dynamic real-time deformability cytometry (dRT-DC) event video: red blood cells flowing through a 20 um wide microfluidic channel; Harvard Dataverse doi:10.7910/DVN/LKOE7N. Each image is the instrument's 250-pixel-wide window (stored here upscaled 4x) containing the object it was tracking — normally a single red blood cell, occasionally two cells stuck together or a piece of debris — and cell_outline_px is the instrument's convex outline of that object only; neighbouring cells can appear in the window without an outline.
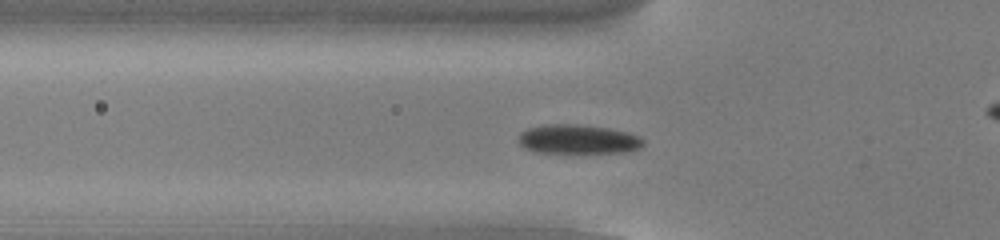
{"species": "common noctule bat (a hibernating species)", "species_latin": "Nyctalus noctula", "temperature_condition": "cold", "stored_images_in_passage": 51, "camera_frame_rate_fps": 3000, "um_per_image_px": 0.085, "animal": {"sex": "male", "body_mass_g": 13.0, "forearm_length_mm": 53.1}, "frame": {"image": 1, "passage_image": 15, "time_ms": 4.667, "image_size_px": [1000, 240], "cell_outline_px": [[644, 144], [640, 148], [628, 152], [580, 156], [532, 152], [524, 148], [520, 144], [520, 132], [528, 128], [548, 124], [580, 124], [608, 128], [628, 132], [640, 136], [644, 140]], "centroid_in_image_um": [49.17, 11.9], "position_along_channel_um": 76.6, "area_um2": 22.66}}
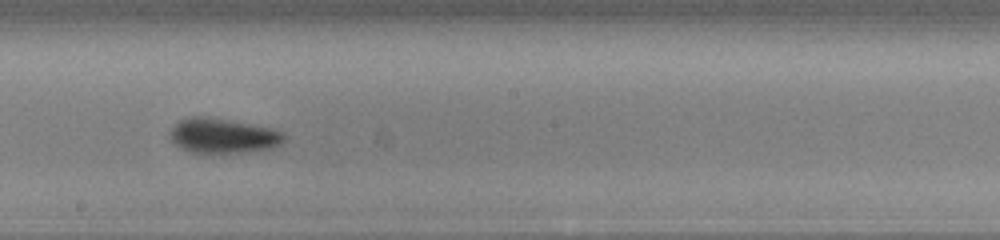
{"frame": {"image": 2, "passage_image": 27, "time_ms": 8.667, "image_size_px": [1000, 240], "cell_outline_px": [[284, 140], [280, 144], [272, 148], [240, 152], [188, 152], [180, 148], [168, 136], [168, 132], [180, 120], [192, 116], [208, 116], [272, 128], [284, 132]], "centroid_in_image_um": [18.92, 11.52], "position_along_channel_um": 229.3, "area_um2": 23.06}}
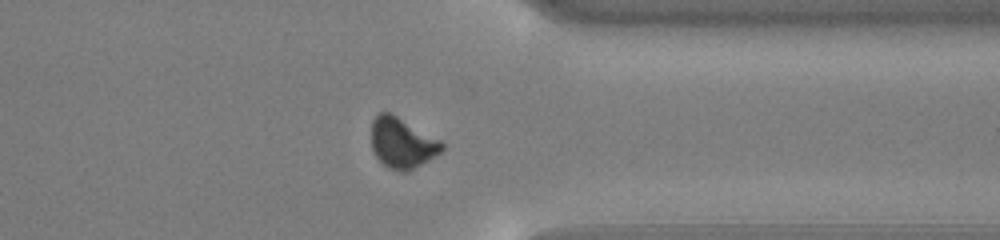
{"frame": {"image": 3, "passage_image": 39, "time_ms": 12.667, "image_size_px": [1000, 240], "cell_outline_px": [[444, 148], [440, 152], [428, 160], [408, 172], [400, 172], [388, 168], [376, 156], [372, 148], [372, 120], [380, 112], [388, 112], [396, 116], [440, 140], [444, 144]], "centroid_in_image_um": [34.17, 12.17], "position_along_channel_um": 377.2, "area_um2": 20.4}, "authors_computed_cell_mechanics": {"area_um2": 21.0392, "velocity_mm_per_s": 3.8141, "shape_relaxation_time_tau1_ms": 2.9408, "shape_relaxation_time_tau2_ms": null, "deformation_change_tau1": 0.0998, "deformation_change_tau2": null}}